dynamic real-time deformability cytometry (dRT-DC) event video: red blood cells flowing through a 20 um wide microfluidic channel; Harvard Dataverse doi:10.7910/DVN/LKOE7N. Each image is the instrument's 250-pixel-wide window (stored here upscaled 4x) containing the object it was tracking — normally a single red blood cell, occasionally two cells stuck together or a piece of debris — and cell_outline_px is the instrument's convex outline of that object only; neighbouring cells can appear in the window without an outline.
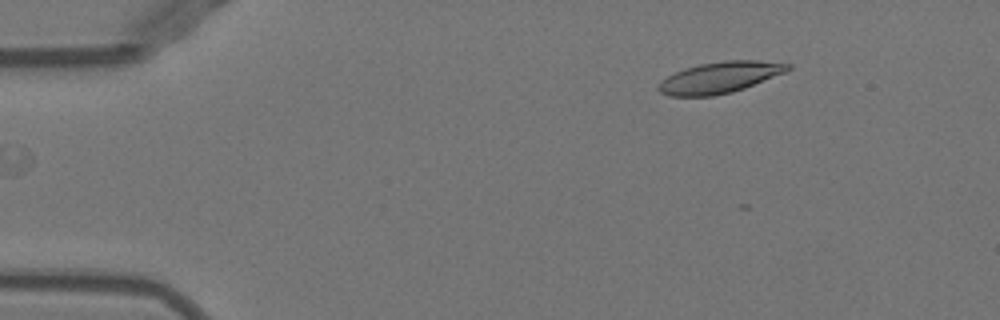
{"species": "Egyptian fruit bat (a non-hibernating species)", "species_latin": "Rousettus aegyptiacus", "temperature_condition": "warm", "stored_images_in_passage": 40, "camera_frame_rate_fps": 3000, "um_per_image_px": 0.085, "animal": {"sex": "female"}, "frame": {"image": 1, "passage_image": 2, "time_ms": 0.333, "image_size_px": [1000, 320], "cell_outline_px": [[792, 68], [784, 72], [744, 88], [732, 92], [712, 96], [668, 96], [660, 92], [656, 88], [660, 80], [684, 68], [700, 64], [724, 60], [760, 60], [792, 64]], "centroid_in_image_um": [61.15, 6.58], "position_along_channel_um": 23.9, "area_um2": 23.52}}
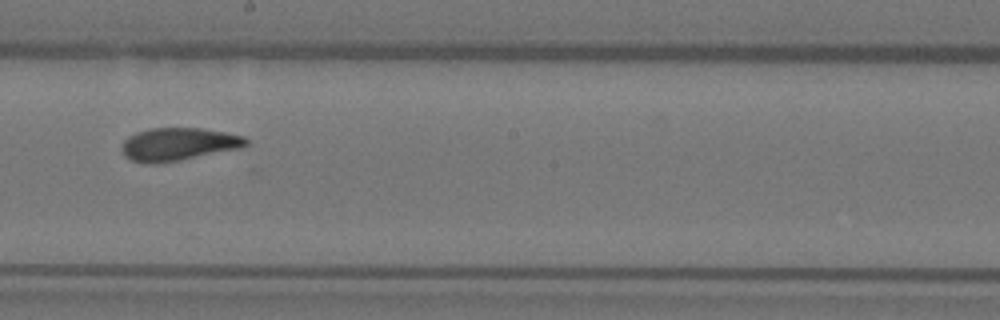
{"frame": {"image": 2, "passage_image": 24, "time_ms": 7.667, "image_size_px": [1000, 320], "cell_outline_px": [[248, 144], [240, 148], [180, 160], [156, 164], [148, 164], [132, 160], [124, 156], [120, 148], [124, 140], [128, 136], [136, 132], [152, 128], [204, 128], [244, 136], [248, 140]], "centroid_in_image_um": [15.13, 12.26], "position_along_channel_um": 233.1, "area_um2": 23.87}}
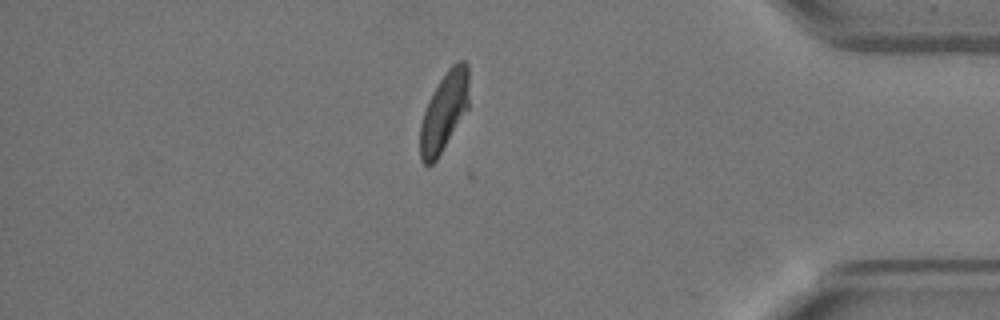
{"frame": {"image": 3, "passage_image": 39, "time_ms": 12.667, "image_size_px": [1000, 320], "cell_outline_px": [[468, 108], [436, 160], [432, 164], [424, 164], [420, 160], [420, 124], [428, 100], [432, 92], [448, 68], [452, 64], [460, 60], [464, 60], [468, 64]], "centroid_in_image_um": [37.74, 9.47], "position_along_channel_um": 397.5, "area_um2": 22.31}}